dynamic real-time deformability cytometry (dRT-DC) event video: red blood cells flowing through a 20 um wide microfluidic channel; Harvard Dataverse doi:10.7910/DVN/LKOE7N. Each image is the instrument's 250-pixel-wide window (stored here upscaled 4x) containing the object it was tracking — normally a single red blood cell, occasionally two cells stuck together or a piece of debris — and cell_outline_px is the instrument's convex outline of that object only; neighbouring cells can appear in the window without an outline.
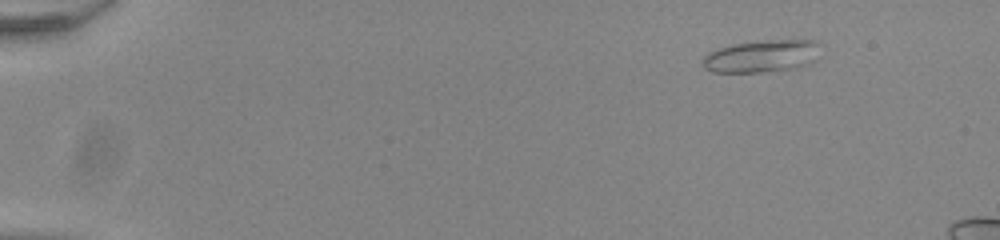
{"species": "common noctule bat (a hibernating species)", "species_latin": "Nyctalus noctula", "temperature_condition": "room temperature", "stored_images_in_passage": 47, "camera_frame_rate_fps": 3000, "um_per_image_px": 0.085, "animal": {"sex": "male", "body_mass_g": 20.0, "forearm_length_mm": 53.3}, "frame": {"image": 1, "passage_image": 1, "time_ms": 0.0, "image_size_px": [1000, 240], "cell_outline_px": [[820, 44], [816, 60], [808, 64], [796, 68], [760, 72], [712, 72], [704, 68], [700, 64], [700, 60], [708, 52], [732, 44], [764, 40], [816, 40]], "centroid_in_image_um": [64.72, 4.77], "position_along_channel_um": 20.3, "area_um2": 22.43}}
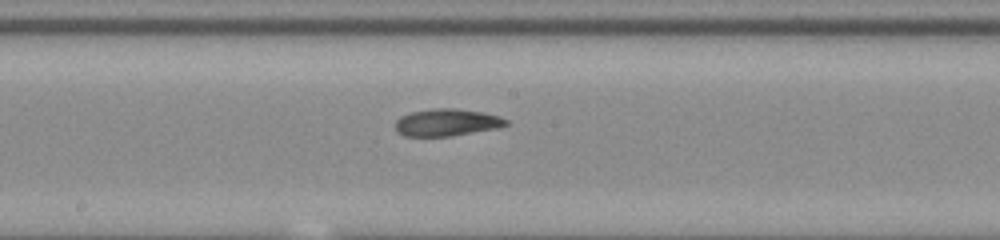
{"frame": {"image": 2, "passage_image": 25, "time_ms": 8.0, "image_size_px": [1000, 240], "cell_outline_px": [[508, 124], [500, 128], [452, 136], [404, 136], [396, 132], [396, 120], [400, 116], [412, 112], [432, 108], [456, 108], [484, 112], [500, 116], [508, 120]], "centroid_in_image_um": [38.01, 10.41], "position_along_channel_um": 210.2, "area_um2": 17.8}}
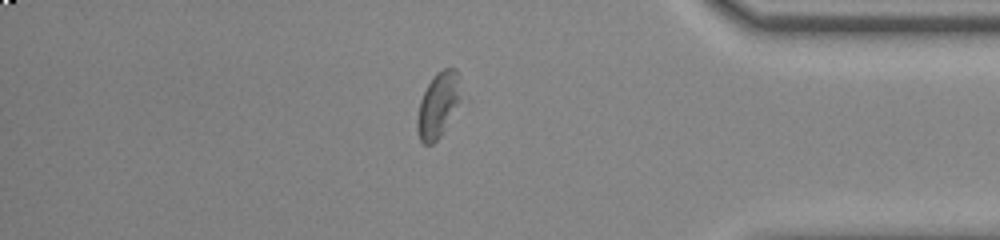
{"frame": {"image": 3, "passage_image": 41, "time_ms": 13.333, "image_size_px": [1000, 240], "cell_outline_px": [[460, 76], [456, 104], [440, 136], [432, 144], [424, 144], [420, 140], [416, 128], [416, 116], [420, 100], [428, 84], [436, 72], [444, 68], [456, 68]], "centroid_in_image_um": [37.16, 8.9], "position_along_channel_um": 398.0, "area_um2": 15.9}}